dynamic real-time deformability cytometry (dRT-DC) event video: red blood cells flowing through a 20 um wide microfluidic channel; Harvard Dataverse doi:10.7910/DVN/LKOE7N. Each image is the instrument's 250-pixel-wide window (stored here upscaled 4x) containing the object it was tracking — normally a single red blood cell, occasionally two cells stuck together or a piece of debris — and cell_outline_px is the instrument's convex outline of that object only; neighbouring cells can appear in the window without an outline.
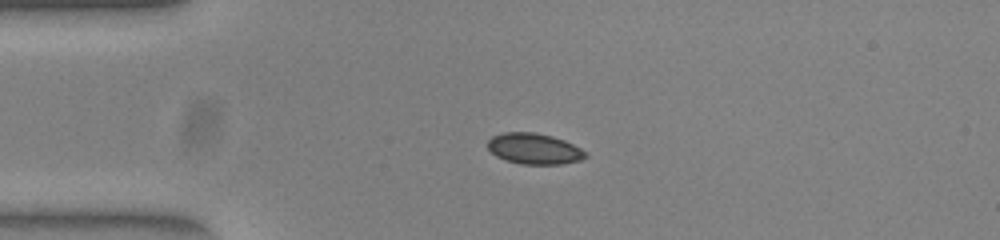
{"species": "common noctule bat (a hibernating species)", "species_latin": "Nyctalus noctula", "temperature_condition": "warm", "stored_images_in_passage": 41, "camera_frame_rate_fps": 3000, "um_per_image_px": 0.085, "animal": {"sex": "female", "body_mass_g": 23.0, "forearm_length_mm": 53.4}, "frame": {"image": 1, "passage_image": 1, "time_ms": 0.0, "image_size_px": [1000, 240], "cell_outline_px": [[588, 156], [580, 160], [560, 164], [520, 164], [496, 156], [488, 148], [488, 140], [492, 136], [504, 132], [536, 132], [552, 136], [564, 140], [588, 152]], "centroid_in_image_um": [45.42, 12.63], "position_along_channel_um": 39.6, "area_um2": 17.57}}
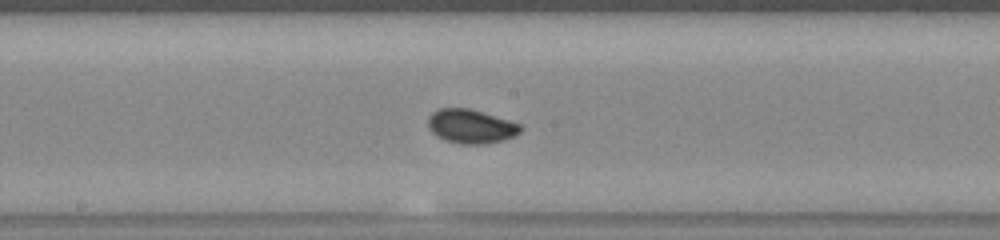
{"frame": {"image": 2, "passage_image": 16, "time_ms": 5.0, "image_size_px": [1000, 240], "cell_outline_px": [[524, 128], [516, 136], [504, 140], [488, 144], [460, 144], [444, 140], [436, 136], [428, 128], [428, 116], [436, 108], [468, 108], [508, 120], [520, 124]], "centroid_in_image_um": [40.02, 10.75], "position_along_channel_um": 208.2, "area_um2": 18.55}}
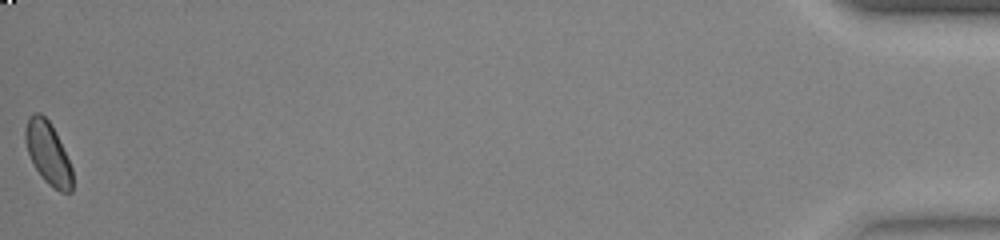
{"frame": {"image": 3, "passage_image": 41, "time_ms": 13.333, "image_size_px": [1000, 240], "cell_outline_px": [[72, 192], [60, 192], [48, 184], [44, 180], [36, 168], [28, 152], [24, 140], [24, 132], [28, 116], [32, 112], [40, 112], [48, 120], [56, 132], [72, 168]], "centroid_in_image_um": [4.07, 12.99], "position_along_channel_um": 431.1, "area_um2": 17.05}, "authors_computed_cell_mechanics": {"area_um2": 17.3978, "velocity_mm_per_s": 3.9108, "shape_relaxation_time_tau1_ms": 5.7126, "shape_relaxation_time_tau2_ms": null, "deformation_change_tau1": 0.1157, "deformation_change_tau2": null}}